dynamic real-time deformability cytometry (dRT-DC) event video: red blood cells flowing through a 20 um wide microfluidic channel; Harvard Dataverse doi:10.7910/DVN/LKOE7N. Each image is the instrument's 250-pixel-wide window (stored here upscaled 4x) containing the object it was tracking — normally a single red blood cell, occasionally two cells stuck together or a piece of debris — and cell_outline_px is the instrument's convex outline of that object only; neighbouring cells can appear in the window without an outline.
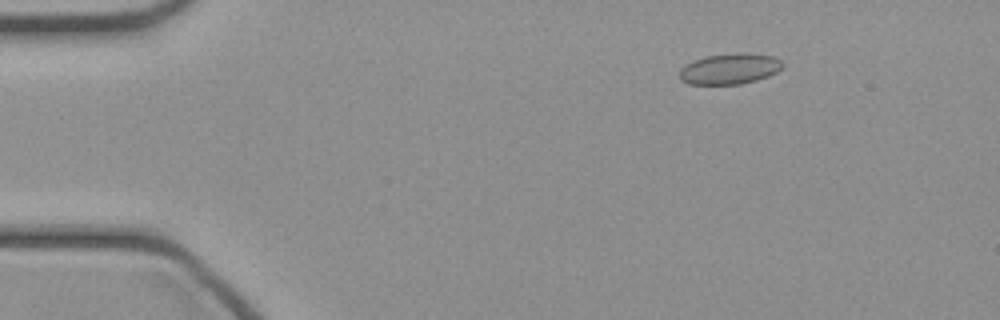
{"species": "common noctule bat (a hibernating species)", "species_latin": "Nyctalus noctula", "temperature_condition": "cold", "stored_images_in_passage": 48, "camera_frame_rate_fps": 3000, "um_per_image_px": 0.085, "animal": {"sex": "female", "body_mass_g": 21.9}, "frame": {"image": 1, "passage_image": 7, "time_ms": 2.0, "image_size_px": [1000, 320], "cell_outline_px": [[784, 64], [776, 72], [768, 76], [756, 80], [740, 84], [688, 84], [680, 80], [680, 68], [692, 60], [704, 56], [736, 52], [740, 52], [772, 56], [780, 60]], "centroid_in_image_um": [61.98, 5.84], "position_along_channel_um": 23.0, "area_um2": 18.55}}
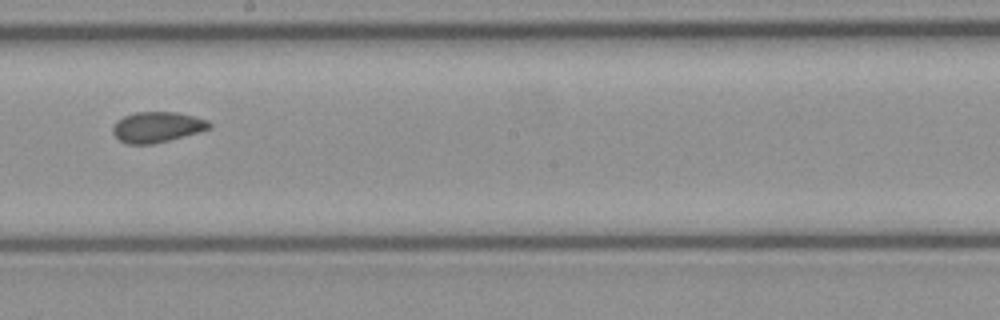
{"frame": {"image": 2, "passage_image": 27, "time_ms": 8.667, "image_size_px": [1000, 320], "cell_outline_px": [[212, 128], [168, 140], [152, 144], [128, 144], [120, 140], [112, 132], [112, 128], [116, 120], [124, 116], [136, 112], [176, 112], [208, 120], [212, 124]], "centroid_in_image_um": [13.34, 10.79], "position_along_channel_um": 234.9, "area_um2": 17.05}}
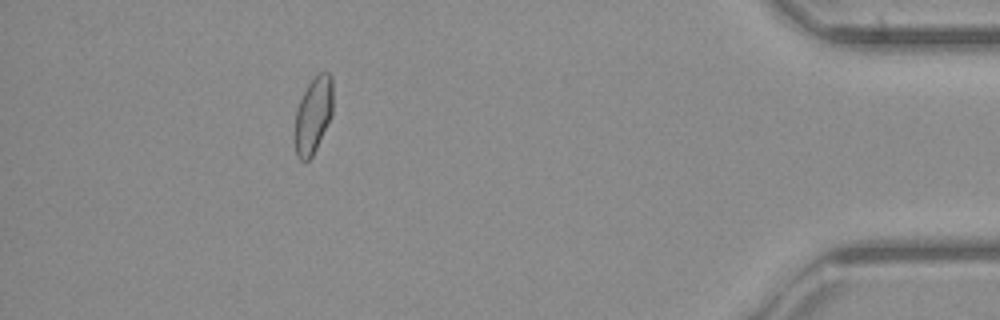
{"frame": {"image": 3, "passage_image": 43, "time_ms": 14.0, "image_size_px": [1000, 320], "cell_outline_px": [[332, 116], [312, 156], [304, 164], [296, 156], [296, 112], [300, 100], [308, 84], [320, 72], [328, 72], [332, 76]], "centroid_in_image_um": [26.64, 9.8], "position_along_channel_um": 408.6, "area_um2": 16.7}}